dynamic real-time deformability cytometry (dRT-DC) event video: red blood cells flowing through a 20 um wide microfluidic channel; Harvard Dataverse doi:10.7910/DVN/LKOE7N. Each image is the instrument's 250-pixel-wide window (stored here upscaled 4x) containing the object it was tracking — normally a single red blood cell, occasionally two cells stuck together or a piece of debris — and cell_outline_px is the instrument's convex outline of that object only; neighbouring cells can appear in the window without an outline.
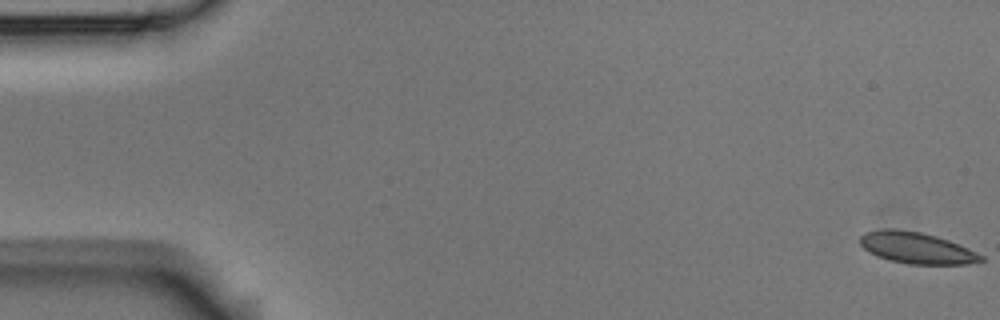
{"species": "Egyptian fruit bat (a non-hibernating species)", "species_latin": "Rousettus aegyptiacus", "temperature_condition": "room temperature", "stored_images_in_passage": 5, "camera_frame_rate_fps": 3000, "um_per_image_px": 0.085, "animal": {"sex": "male"}, "frame": {"image": 1, "passage_image": 1, "time_ms": 0.0, "image_size_px": [1000, 320], "cell_outline_px": [[984, 260], [968, 264], [908, 264], [888, 260], [876, 256], [868, 252], [860, 244], [860, 236], [864, 232], [880, 228], [896, 228], [920, 232], [936, 236], [948, 240], [968, 248], [984, 256]], "centroid_in_image_um": [77.86, 21.06], "position_along_channel_um": 7.1, "area_um2": 22.31}}